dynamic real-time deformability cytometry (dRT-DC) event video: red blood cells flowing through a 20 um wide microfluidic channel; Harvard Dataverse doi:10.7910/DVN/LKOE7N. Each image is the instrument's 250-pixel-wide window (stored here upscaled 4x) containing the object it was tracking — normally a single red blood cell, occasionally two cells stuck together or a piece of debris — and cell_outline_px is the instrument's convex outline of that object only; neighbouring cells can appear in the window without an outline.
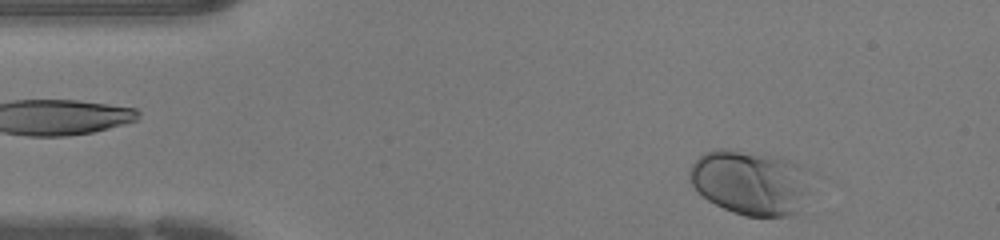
{"species": "human", "species_latin": "Homo sapiens", "temperature_condition": "warm", "stored_images_in_passage": 32, "camera_frame_rate_fps": 3000, "um_per_image_px": 0.085, "donor": {"sex": "female"}, "frame": {"image": 1, "passage_image": 1, "time_ms": 0.0, "image_size_px": [1000, 240], "cell_outline_px": [[812, 172], [796, 212], [792, 216], [744, 216], [732, 212], [708, 200], [692, 184], [688, 176], [688, 172], [692, 164], [704, 152], [720, 148], [724, 148], [780, 156], [796, 160], [808, 168]], "centroid_in_image_um": [63.79, 15.46], "position_along_channel_um": 21.2, "area_um2": 45.89}}
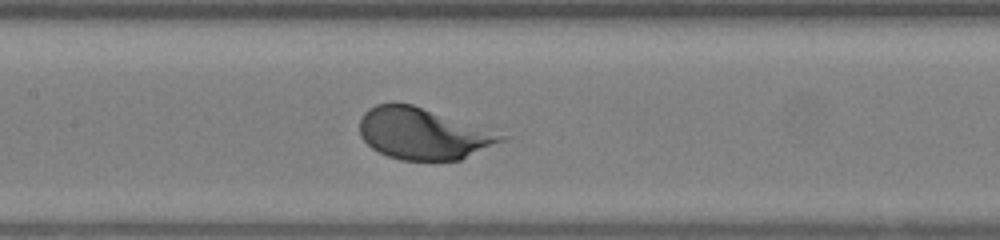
{"frame": {"image": 2, "passage_image": 16, "time_ms": 5.0, "image_size_px": [1000, 240], "cell_outline_px": [[512, 136], [504, 140], [460, 160], [400, 160], [388, 156], [372, 148], [360, 136], [360, 116], [368, 108], [376, 104], [412, 104]], "centroid_in_image_um": [35.97, 11.36], "position_along_channel_um": 171.4, "area_um2": 42.25}}
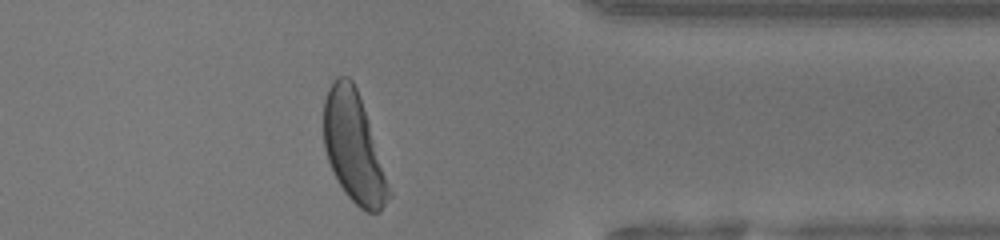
{"frame": {"image": 3, "passage_image": 31, "time_ms": 10.0, "image_size_px": [1000, 240], "cell_outline_px": [[392, 196], [380, 212], [368, 212], [360, 208], [344, 192], [328, 160], [324, 148], [324, 100], [328, 88], [332, 80], [336, 76], [348, 76], [352, 80], [356, 88], [392, 192]], "centroid_in_image_um": [30.05, 12.54], "position_along_channel_um": 381.3, "area_um2": 41.04}}